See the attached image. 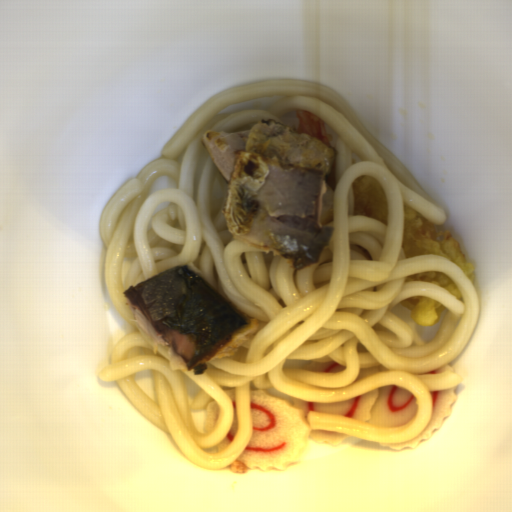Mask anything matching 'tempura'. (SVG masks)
<instances>
[{"label": "tempura", "instance_id": "tempura-3", "mask_svg": "<svg viewBox=\"0 0 512 512\" xmlns=\"http://www.w3.org/2000/svg\"><path fill=\"white\" fill-rule=\"evenodd\" d=\"M401 305L408 309L413 322L419 326L431 327L436 324L445 310V305L425 296H408Z\"/></svg>", "mask_w": 512, "mask_h": 512}, {"label": "tempura", "instance_id": "tempura-6", "mask_svg": "<svg viewBox=\"0 0 512 512\" xmlns=\"http://www.w3.org/2000/svg\"><path fill=\"white\" fill-rule=\"evenodd\" d=\"M326 184L334 192V190L336 188V156L334 158L332 168L326 178Z\"/></svg>", "mask_w": 512, "mask_h": 512}, {"label": "tempura", "instance_id": "tempura-5", "mask_svg": "<svg viewBox=\"0 0 512 512\" xmlns=\"http://www.w3.org/2000/svg\"><path fill=\"white\" fill-rule=\"evenodd\" d=\"M406 282H430L436 284L450 294H452L458 300H464L463 295L456 283L446 274L441 271H424L405 276Z\"/></svg>", "mask_w": 512, "mask_h": 512}, {"label": "tempura", "instance_id": "tempura-2", "mask_svg": "<svg viewBox=\"0 0 512 512\" xmlns=\"http://www.w3.org/2000/svg\"><path fill=\"white\" fill-rule=\"evenodd\" d=\"M352 215H364L388 225L389 202L381 183L370 175H360L351 185Z\"/></svg>", "mask_w": 512, "mask_h": 512}, {"label": "tempura", "instance_id": "tempura-4", "mask_svg": "<svg viewBox=\"0 0 512 512\" xmlns=\"http://www.w3.org/2000/svg\"><path fill=\"white\" fill-rule=\"evenodd\" d=\"M296 116L299 119L298 133H308L331 149L330 143L334 138L332 133L327 132L323 118L304 109H299Z\"/></svg>", "mask_w": 512, "mask_h": 512}, {"label": "tempura", "instance_id": "tempura-1", "mask_svg": "<svg viewBox=\"0 0 512 512\" xmlns=\"http://www.w3.org/2000/svg\"><path fill=\"white\" fill-rule=\"evenodd\" d=\"M401 245L405 258L422 254H437L456 263L472 283L475 269L465 251L452 235L439 231L437 225L426 216L404 204Z\"/></svg>", "mask_w": 512, "mask_h": 512}]
</instances>
